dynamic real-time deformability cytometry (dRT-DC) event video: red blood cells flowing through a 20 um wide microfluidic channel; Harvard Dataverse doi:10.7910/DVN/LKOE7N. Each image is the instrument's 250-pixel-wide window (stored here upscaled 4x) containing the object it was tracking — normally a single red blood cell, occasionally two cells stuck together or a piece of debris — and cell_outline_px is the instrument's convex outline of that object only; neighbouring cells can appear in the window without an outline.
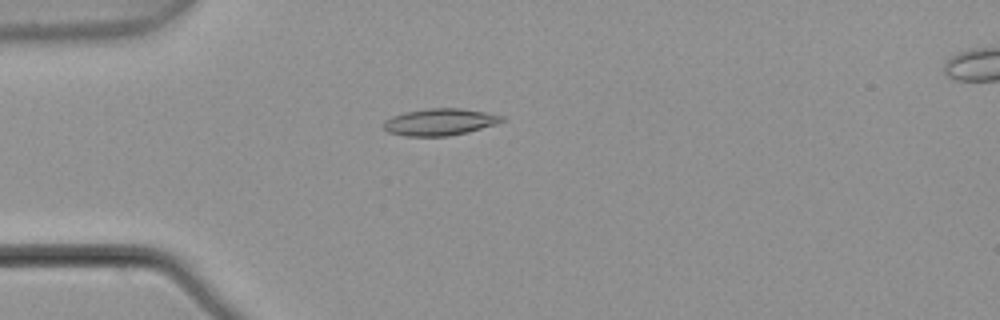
{"species": "common noctule bat (a hibernating species)", "species_latin": "Nyctalus noctula", "temperature_condition": "warm", "stored_images_in_passage": 5, "camera_frame_rate_fps": 3000, "um_per_image_px": 0.085, "animal": {"sex": "male", "body_mass_g": 21.5, "forearm_length_mm": 52.0}, "frame": {"image": 1, "passage_image": 4, "time_ms": 1.0, "image_size_px": [1000, 320], "cell_outline_px": [[504, 120], [496, 124], [468, 132], [448, 136], [404, 136], [388, 132], [380, 124], [384, 120], [392, 116], [404, 112], [428, 108], [460, 108], [484, 112], [504, 116]], "centroid_in_image_um": [37.34, 10.37], "position_along_channel_um": 47.7, "area_um2": 18.61}}